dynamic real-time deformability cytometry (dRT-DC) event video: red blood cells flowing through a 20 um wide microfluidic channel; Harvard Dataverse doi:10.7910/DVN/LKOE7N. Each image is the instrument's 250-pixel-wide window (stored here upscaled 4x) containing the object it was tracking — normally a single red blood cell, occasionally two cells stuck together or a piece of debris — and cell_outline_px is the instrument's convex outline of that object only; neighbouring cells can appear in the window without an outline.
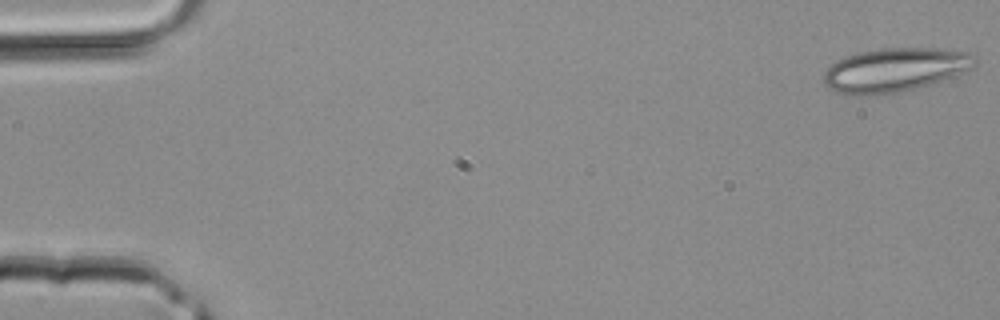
{"species": "common noctule bat (a hibernating species)", "species_latin": "Nyctalus noctula", "temperature_condition": "room temperature", "stored_images_in_passage": 39, "camera_frame_rate_fps": 3000, "um_per_image_px": 0.085, "animal": {"sex": "male", "body_mass_g": 20.4}, "frame": {"image": 1, "passage_image": 1, "time_ms": 0.0, "image_size_px": [1000, 320], "cell_outline_px": [[976, 60], [972, 68], [964, 72], [916, 88], [900, 92], [864, 96], [848, 96], [836, 92], [828, 88], [824, 84], [824, 72], [836, 60], [856, 52], [880, 48], [936, 48], [968, 52]], "centroid_in_image_um": [75.99, 5.95], "position_along_channel_um": 9.0, "area_um2": 38.73}}
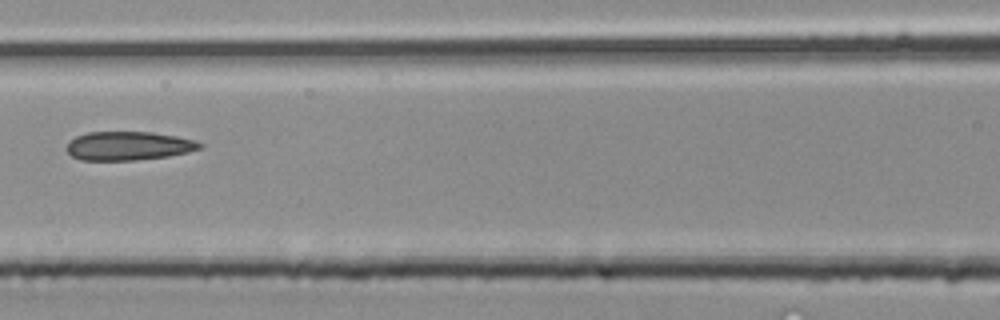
{"frame": {"image": 2, "passage_image": 18, "time_ms": 5.667, "image_size_px": [1000, 320], "cell_outline_px": [[204, 148], [188, 152], [168, 156], [136, 160], [80, 160], [72, 156], [64, 148], [68, 140], [76, 136], [88, 132], [152, 132], [176, 136], [196, 140], [204, 144]], "centroid_in_image_um": [10.92, 12.4], "position_along_channel_um": 155.7, "area_um2": 22.6}}
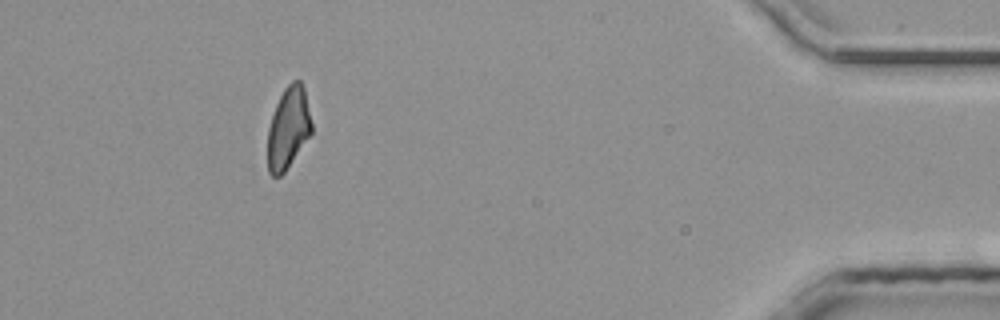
{"frame": {"image": 3, "passage_image": 36, "time_ms": 11.667, "image_size_px": [1000, 320], "cell_outline_px": [[312, 132], [284, 172], [280, 176], [272, 176], [268, 172], [268, 128], [276, 104], [284, 88], [292, 80], [300, 80], [304, 88], [312, 124]], "centroid_in_image_um": [24.5, 10.86], "position_along_channel_um": 410.7, "area_um2": 20.69}}